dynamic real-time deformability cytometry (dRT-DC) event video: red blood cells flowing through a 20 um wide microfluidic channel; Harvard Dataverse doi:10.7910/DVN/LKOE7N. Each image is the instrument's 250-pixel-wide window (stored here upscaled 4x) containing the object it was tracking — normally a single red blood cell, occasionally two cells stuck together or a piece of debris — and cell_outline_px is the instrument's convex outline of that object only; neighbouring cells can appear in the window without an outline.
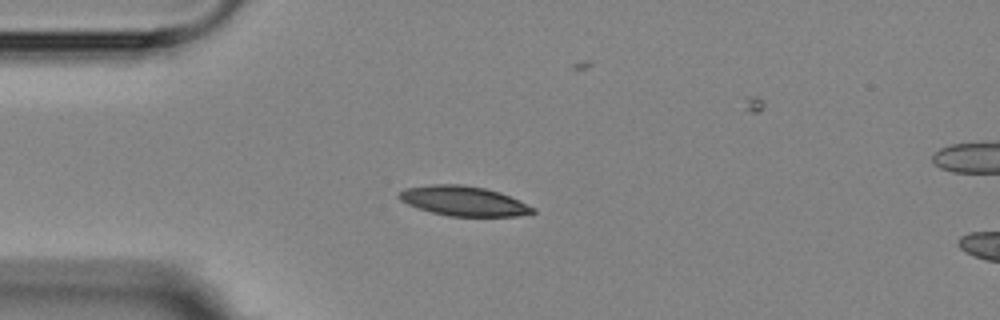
{"species": "Egyptian fruit bat (a non-hibernating species)", "species_latin": "Rousettus aegyptiacus", "temperature_condition": "room temperature", "stored_images_in_passage": 8, "camera_frame_rate_fps": 3000, "um_per_image_px": 0.085, "animal": {"sex": "female"}, "frame": {"image": 1, "passage_image": 4, "time_ms": 3.667, "image_size_px": [1000, 320], "cell_outline_px": [[536, 212], [516, 216], [448, 216], [432, 212], [408, 204], [400, 200], [396, 196], [404, 188], [432, 184], [460, 184], [484, 188], [508, 196], [536, 208]], "centroid_in_image_um": [39.37, 17.08], "position_along_channel_um": 45.6, "area_um2": 22.89}}
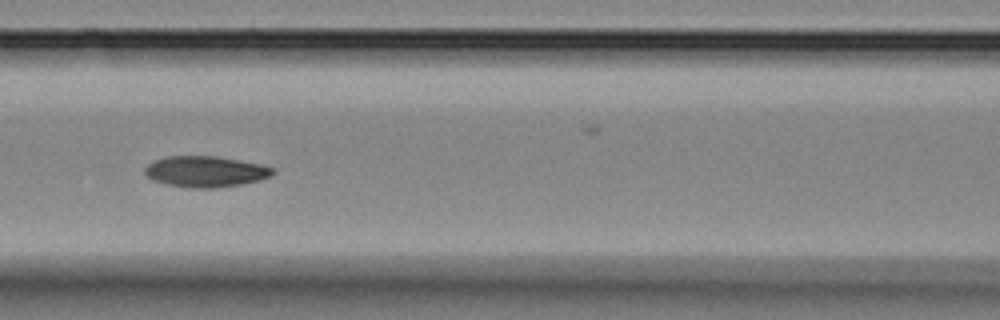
{"frame": {"image": 2, "passage_image": 7, "time_ms": 7.0, "image_size_px": [1000, 320], "cell_outline_px": [[276, 172], [272, 176], [260, 180], [240, 184], [216, 188], [192, 188], [168, 184], [152, 180], [144, 172], [144, 168], [148, 164], [156, 160], [168, 156], [216, 156], [260, 164], [272, 168]], "centroid_in_image_um": [17.48, 14.58], "position_along_channel_um": 149.1, "area_um2": 22.95}}
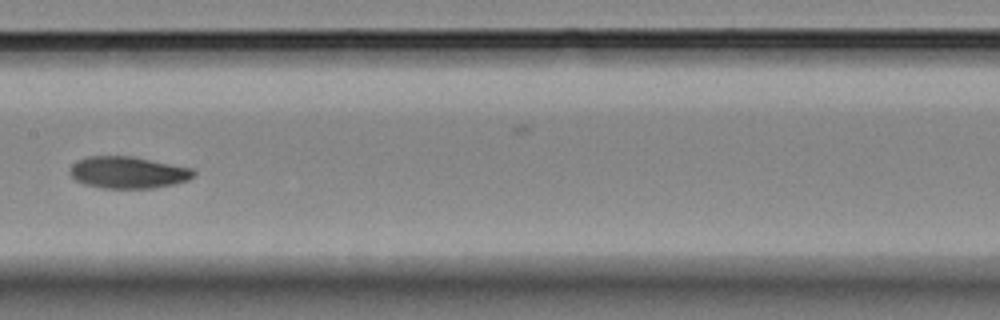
{"frame": {"image": 3, "passage_image": 8, "time_ms": 8.333, "image_size_px": [1000, 320], "cell_outline_px": [[196, 176], [188, 180], [156, 188], [100, 188], [84, 184], [76, 180], [68, 172], [72, 164], [76, 160], [88, 156], [132, 156], [192, 168], [196, 172]], "centroid_in_image_um": [10.87, 14.66], "position_along_channel_um": 196.5, "area_um2": 23.12}}